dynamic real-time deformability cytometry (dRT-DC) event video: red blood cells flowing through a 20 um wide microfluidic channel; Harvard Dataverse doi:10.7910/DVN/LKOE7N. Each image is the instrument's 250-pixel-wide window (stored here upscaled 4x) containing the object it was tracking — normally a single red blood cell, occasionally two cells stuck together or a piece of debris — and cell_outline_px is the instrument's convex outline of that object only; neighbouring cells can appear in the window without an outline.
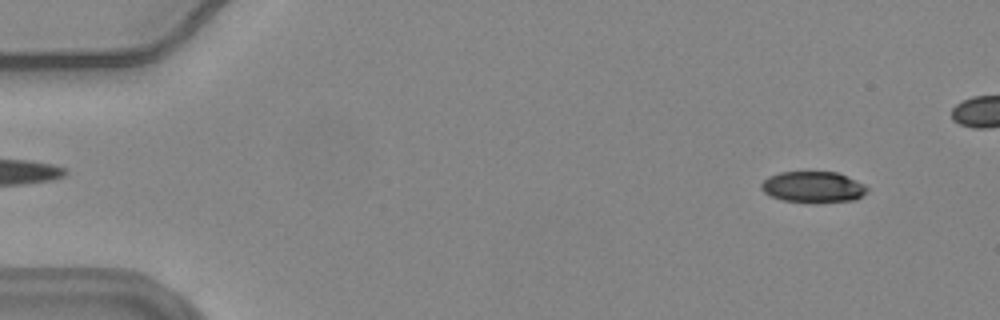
{"species": "common noctule bat (a hibernating species)", "species_latin": "Nyctalus noctula", "temperature_condition": "warm", "stored_images_in_passage": 52, "camera_frame_rate_fps": 3000, "um_per_image_px": 0.085, "animal": {"sex": "female", "body_mass_g": 24.6, "forearm_length_mm": 56.2}, "frame": {"image": 1, "passage_image": 6, "time_ms": 1.667, "image_size_px": [1000, 320], "cell_outline_px": [[868, 192], [856, 200], [784, 200], [772, 196], [764, 192], [760, 188], [760, 184], [768, 176], [780, 172], [836, 172], [856, 180], [864, 184], [868, 188]], "centroid_in_image_um": [69.11, 15.85], "position_along_channel_um": 15.9, "area_um2": 18.5}}
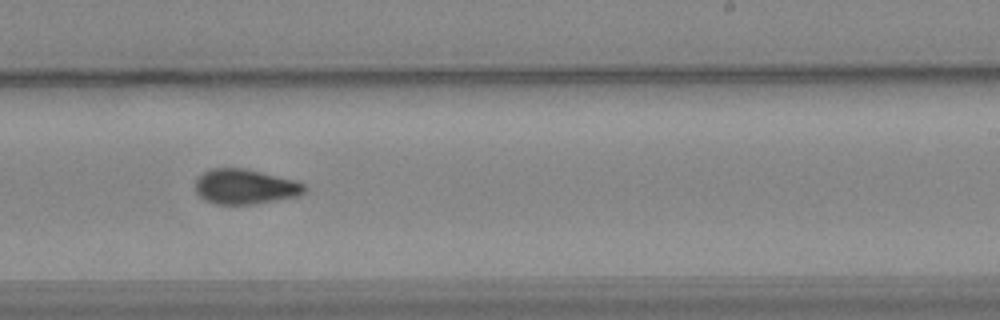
{"frame": {"image": 2, "passage_image": 36, "time_ms": 11.667, "image_size_px": [1000, 320], "cell_outline_px": [[308, 188], [300, 196], [252, 204], [216, 204], [204, 200], [196, 192], [196, 176], [212, 168], [244, 168], [296, 180], [304, 184]], "centroid_in_image_um": [20.84, 15.86], "position_along_channel_um": 268.2, "area_um2": 22.37}}
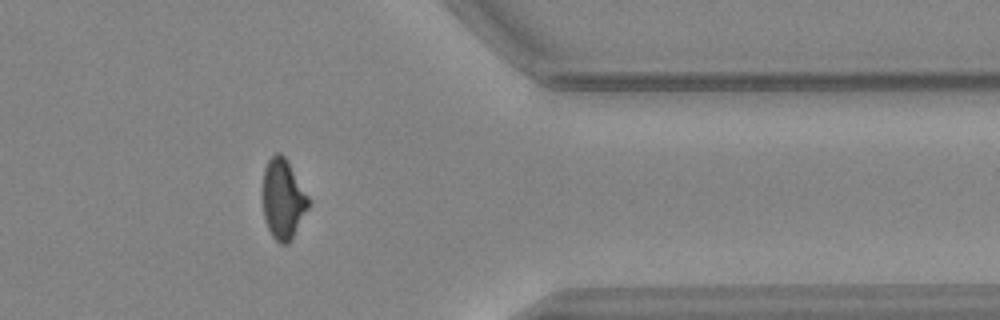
{"frame": {"image": 3, "passage_image": 47, "time_ms": 15.333, "image_size_px": [1000, 320], "cell_outline_px": [[312, 204], [292, 240], [288, 244], [280, 244], [272, 236], [268, 228], [264, 216], [264, 168], [268, 160], [276, 152], [280, 152], [284, 156], [308, 196]], "centroid_in_image_um": [24.1, 16.97], "position_along_channel_um": 387.3, "area_um2": 21.27}, "authors_computed_cell_mechanics": {"area_um2": 21.9062, "velocity_mm_per_s": 3.6759, "shape_relaxation_time_tau1_ms": 6.4835, "shape_relaxation_time_tau2_ms": 3.2057, "deformation_change_tau1": 0.1856, "deformation_change_tau2": 0.0862}}